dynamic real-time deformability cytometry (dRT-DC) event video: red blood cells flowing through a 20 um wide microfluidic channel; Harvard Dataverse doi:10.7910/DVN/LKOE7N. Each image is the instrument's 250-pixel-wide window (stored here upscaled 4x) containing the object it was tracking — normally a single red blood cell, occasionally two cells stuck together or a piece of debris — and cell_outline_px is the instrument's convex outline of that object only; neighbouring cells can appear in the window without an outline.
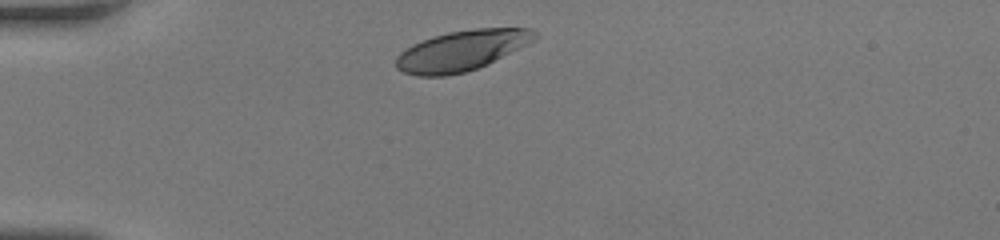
{"species": "human", "species_latin": "Homo sapiens", "temperature_condition": "room temperature", "stored_images_in_passage": 30, "camera_frame_rate_fps": 3000, "um_per_image_px": 0.085, "donor": {"sex": "female"}, "frame": {"image": 1, "passage_image": 1, "time_ms": 0.0, "image_size_px": [1000, 240], "cell_outline_px": [[540, 36], [488, 64], [464, 72], [444, 76], [416, 76], [404, 72], [396, 68], [396, 56], [400, 52], [412, 44], [432, 36], [448, 32], [476, 28], [528, 28], [536, 32]], "centroid_in_image_um": [39.19, 4.3], "position_along_channel_um": 45.8, "area_um2": 32.37}}
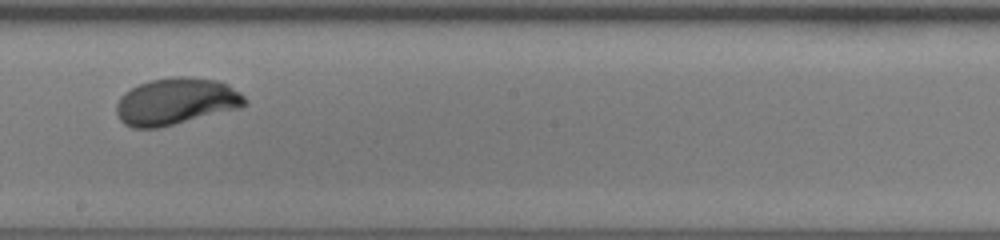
{"frame": {"image": 2, "passage_image": 17, "time_ms": 5.333, "image_size_px": [1000, 240], "cell_outline_px": [[248, 104], [240, 108], [160, 128], [132, 128], [124, 124], [120, 120], [116, 112], [116, 104], [120, 96], [124, 92], [148, 80], [172, 76], [192, 76], [216, 80], [228, 84], [240, 92], [248, 100]], "centroid_in_image_um": [14.97, 8.62], "position_along_channel_um": 233.2, "area_um2": 35.55}}
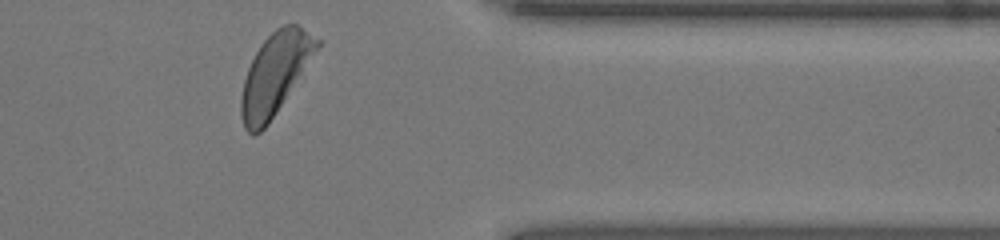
{"frame": {"image": 3, "passage_image": 29, "time_ms": 9.333, "image_size_px": [1000, 240], "cell_outline_px": [[320, 48], [268, 124], [260, 132], [252, 136], [244, 128], [240, 116], [240, 100], [244, 80], [248, 68], [256, 52], [264, 40], [276, 28], [284, 24], [296, 24], [320, 40]], "centroid_in_image_um": [23.37, 6.3], "position_along_channel_um": 388.0, "area_um2": 35.66}, "authors_computed_cell_mechanics": {"area_um2": 34.5933, "velocity_mm_per_s": 4.1419, "shape_relaxation_time_tau1_ms": 3.4184, "shape_relaxation_time_tau2_ms": null, "deformation_change_tau1": 0.1751, "deformation_change_tau2": null}}